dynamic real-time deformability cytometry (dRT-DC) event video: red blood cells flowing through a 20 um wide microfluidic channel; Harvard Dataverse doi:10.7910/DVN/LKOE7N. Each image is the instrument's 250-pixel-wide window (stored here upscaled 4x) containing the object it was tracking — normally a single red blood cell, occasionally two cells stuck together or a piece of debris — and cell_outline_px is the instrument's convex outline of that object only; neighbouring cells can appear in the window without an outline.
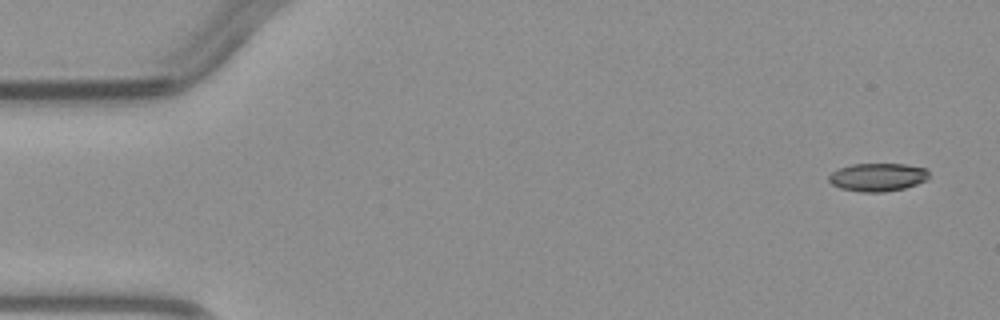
{"species": "common noctule bat (a hibernating species)", "species_latin": "Nyctalus noctula", "temperature_condition": "warm", "stored_images_in_passage": 5, "camera_frame_rate_fps": 3000, "um_per_image_px": 0.085, "animal": {"sex": "male", "body_mass_g": 23.1, "forearm_length_mm": 52.7}, "frame": {"image": 1, "passage_image": 1, "time_ms": 0.0, "image_size_px": [1000, 320], "cell_outline_px": [[928, 180], [904, 188], [884, 192], [860, 192], [840, 188], [832, 184], [828, 180], [828, 176], [836, 168], [852, 164], [904, 164], [924, 168], [928, 172]], "centroid_in_image_um": [74.56, 15.06], "position_along_channel_um": 10.4, "area_um2": 16.47}}
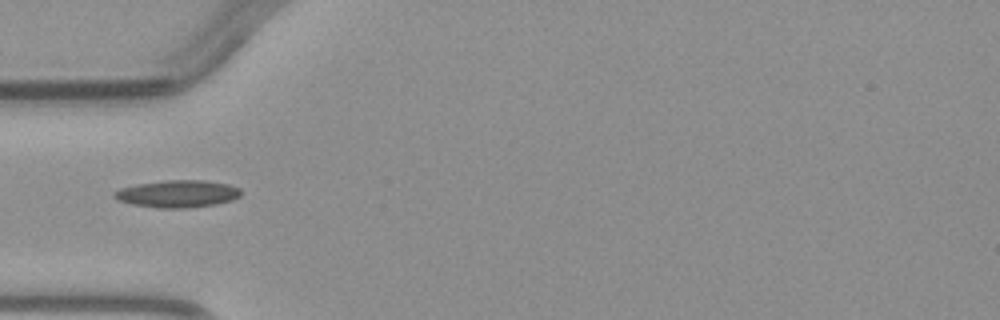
{"frame": {"image": 2, "passage_image": 4, "time_ms": 4.333, "image_size_px": [1000, 320], "cell_outline_px": [[240, 196], [232, 200], [216, 204], [184, 208], [160, 208], [132, 204], [120, 200], [112, 196], [112, 192], [120, 188], [136, 184], [164, 180], [204, 180], [228, 184], [240, 188]], "centroid_in_image_um": [15.08, 16.46], "position_along_channel_um": 69.9, "area_um2": 20.11}}
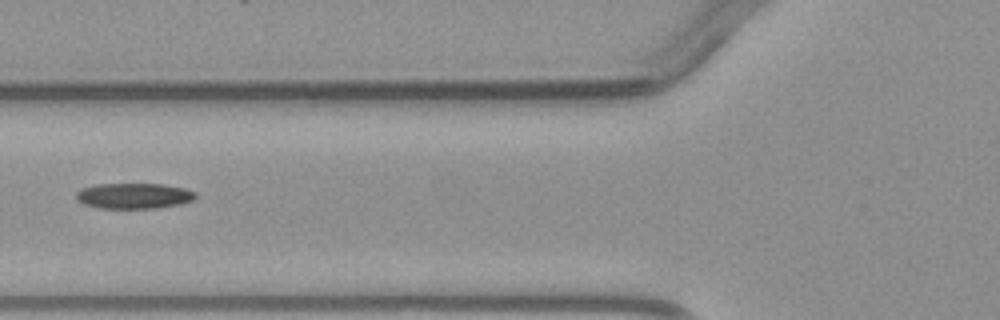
{"frame": {"image": 3, "passage_image": 5, "time_ms": 5.333, "image_size_px": [1000, 320], "cell_outline_px": [[196, 196], [192, 200], [180, 204], [156, 208], [96, 208], [84, 204], [76, 200], [76, 192], [84, 188], [96, 184], [164, 184], [184, 188], [196, 192]], "centroid_in_image_um": [11.37, 16.65], "position_along_channel_um": 114.4, "area_um2": 17.8}}